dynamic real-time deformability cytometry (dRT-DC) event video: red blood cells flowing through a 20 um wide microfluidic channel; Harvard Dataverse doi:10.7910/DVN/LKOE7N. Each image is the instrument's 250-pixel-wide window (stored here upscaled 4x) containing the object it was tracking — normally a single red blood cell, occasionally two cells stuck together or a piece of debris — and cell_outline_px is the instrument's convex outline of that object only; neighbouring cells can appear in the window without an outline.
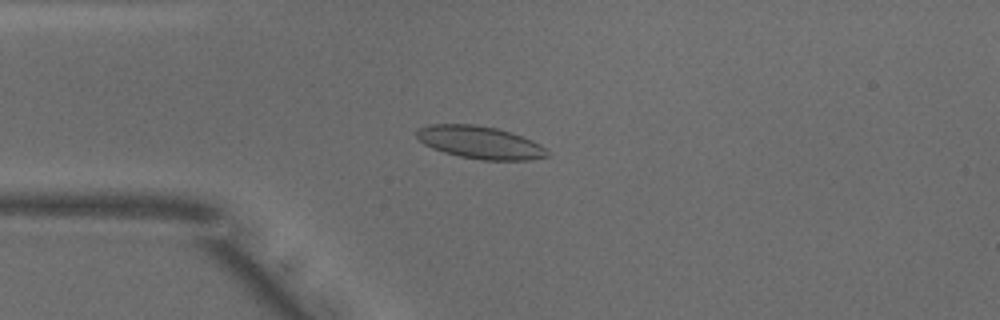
{"species": "common noctule bat (a hibernating species)", "species_latin": "Nyctalus noctula", "temperature_condition": "warm", "stored_images_in_passage": 50, "camera_frame_rate_fps": 3000, "um_per_image_px": 0.085, "animal": {"sex": "male", "body_mass_g": 18.8}, "frame": {"image": 1, "passage_image": 12, "time_ms": 3.667, "image_size_px": [1000, 320], "cell_outline_px": [[548, 156], [528, 160], [480, 160], [460, 156], [444, 152], [432, 148], [424, 144], [416, 136], [416, 128], [428, 124], [472, 124], [496, 128], [512, 132], [532, 140], [540, 144], [548, 152]], "centroid_in_image_um": [40.77, 12.1], "position_along_channel_um": 44.2, "area_um2": 24.85}}
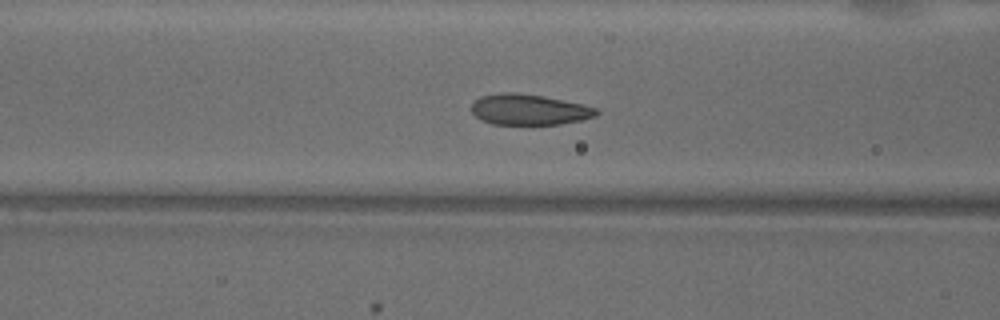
{"frame": {"image": 2, "passage_image": 19, "time_ms": 6.0, "image_size_px": [1000, 320], "cell_outline_px": [[600, 112], [596, 116], [580, 120], [560, 124], [492, 124], [480, 120], [472, 112], [472, 104], [480, 96], [504, 92], [512, 92], [544, 96], [584, 104], [600, 108]], "centroid_in_image_um": [45.01, 9.31], "position_along_channel_um": 121.6, "area_um2": 22.48}}
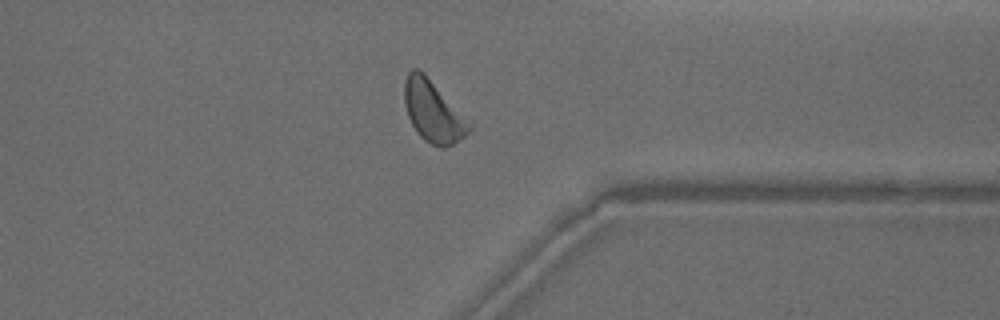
{"frame": {"image": 3, "passage_image": 39, "time_ms": 12.667, "image_size_px": [1000, 320], "cell_outline_px": [[472, 128], [464, 136], [452, 144], [444, 148], [440, 148], [424, 140], [416, 132], [408, 116], [404, 104], [404, 80], [408, 72], [412, 68], [416, 68], [424, 72], [472, 120]], "centroid_in_image_um": [36.85, 9.44], "position_along_channel_um": 374.6, "area_um2": 23.81}, "authors_computed_cell_mechanics": {"area_um2": 23.2067, "velocity_mm_per_s": 3.8946, "shape_relaxation_time_tau1_ms": 3.9238, "shape_relaxation_time_tau2_ms": 0.8891, "deformation_change_tau1": 0.1563, "deformation_change_tau2": 0.0729}}